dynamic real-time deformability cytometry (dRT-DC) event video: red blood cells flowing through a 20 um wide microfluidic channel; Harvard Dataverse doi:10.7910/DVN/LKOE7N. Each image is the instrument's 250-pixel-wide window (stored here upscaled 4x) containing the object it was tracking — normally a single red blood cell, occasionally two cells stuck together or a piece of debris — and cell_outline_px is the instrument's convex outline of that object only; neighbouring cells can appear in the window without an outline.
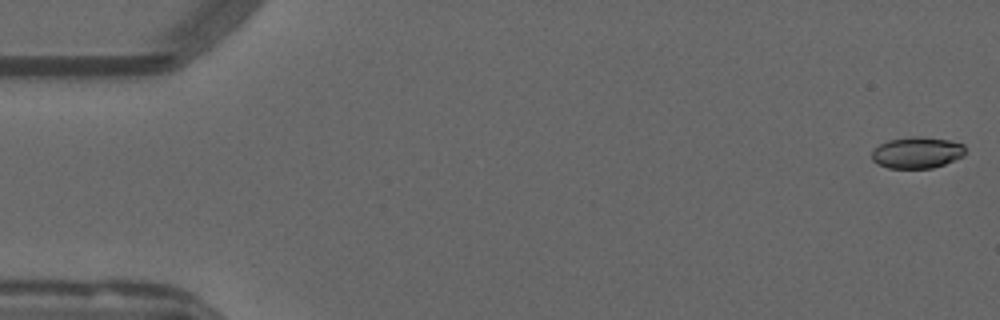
{"species": "common noctule bat (a hibernating species)", "species_latin": "Nyctalus noctula", "temperature_condition": "warm", "stored_images_in_passage": 54, "camera_frame_rate_fps": 3000, "um_per_image_px": 0.085, "animal": {"sex": "male", "forearm_length_mm": 52.5}, "frame": {"image": 1, "passage_image": 1, "time_ms": 0.0, "image_size_px": [1000, 320], "cell_outline_px": [[964, 156], [944, 164], [932, 168], [888, 168], [876, 164], [872, 160], [872, 152], [880, 144], [888, 140], [916, 136], [920, 136], [948, 140], [964, 144]], "centroid_in_image_um": [77.94, 12.98], "position_along_channel_um": 7.1, "area_um2": 17.05}}
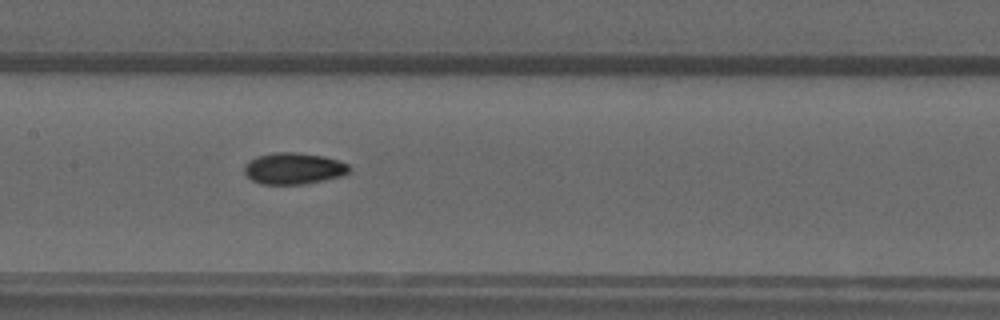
{"frame": {"image": 2, "passage_image": 26, "time_ms": 8.333, "image_size_px": [1000, 320], "cell_outline_px": [[348, 172], [340, 176], [324, 180], [304, 184], [260, 184], [252, 180], [244, 172], [244, 164], [248, 160], [256, 156], [276, 152], [296, 152], [324, 156], [348, 164]], "centroid_in_image_um": [24.9, 14.31], "position_along_channel_um": 182.5, "area_um2": 19.19}}
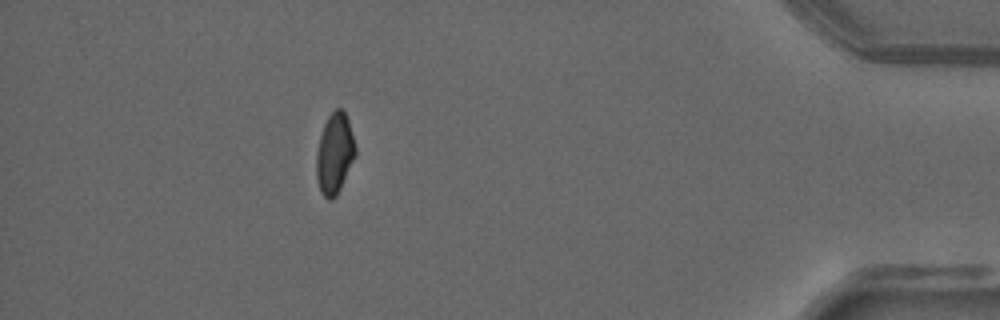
{"frame": {"image": 3, "passage_image": 48, "time_ms": 15.667, "image_size_px": [1000, 320], "cell_outline_px": [[356, 152], [340, 188], [336, 196], [332, 200], [328, 200], [320, 192], [316, 176], [316, 152], [320, 136], [324, 124], [328, 116], [336, 108], [344, 108], [348, 120], [356, 148]], "centroid_in_image_um": [28.42, 13.04], "position_along_channel_um": 406.8, "area_um2": 18.21}, "authors_computed_cell_mechanics": {"area_um2": 18.2648, "velocity_mm_per_s": 3.8155, "shape_relaxation_time_tau1_ms": null, "shape_relaxation_time_tau2_ms": 3.6876, "deformation_change_tau1": null, "deformation_change_tau2": 0.0676}}